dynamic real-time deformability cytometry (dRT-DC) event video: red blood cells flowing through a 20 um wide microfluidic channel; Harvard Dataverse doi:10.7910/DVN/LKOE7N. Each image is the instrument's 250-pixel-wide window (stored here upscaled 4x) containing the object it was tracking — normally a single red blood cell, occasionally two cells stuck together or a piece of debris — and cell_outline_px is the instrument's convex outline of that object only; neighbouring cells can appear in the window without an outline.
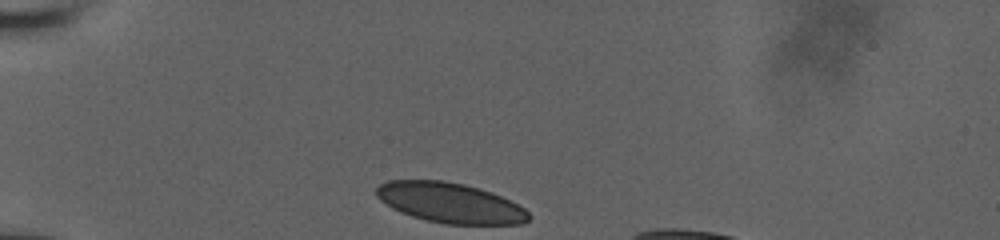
{"species": "human", "species_latin": "Homo sapiens", "temperature_condition": "room temperature", "stored_images_in_passage": 32, "camera_frame_rate_fps": 3000, "um_per_image_px": 0.085, "donor": {"sex": "male"}, "frame": {"image": 1, "passage_image": 1, "time_ms": 0.0, "image_size_px": [1000, 240], "cell_outline_px": [[532, 216], [528, 220], [520, 224], [444, 224], [412, 216], [400, 212], [392, 208], [380, 200], [376, 196], [376, 188], [380, 184], [388, 180], [444, 180], [464, 184], [492, 192], [524, 208]], "centroid_in_image_um": [38.24, 17.23], "position_along_channel_um": 46.8, "area_um2": 35.55}}
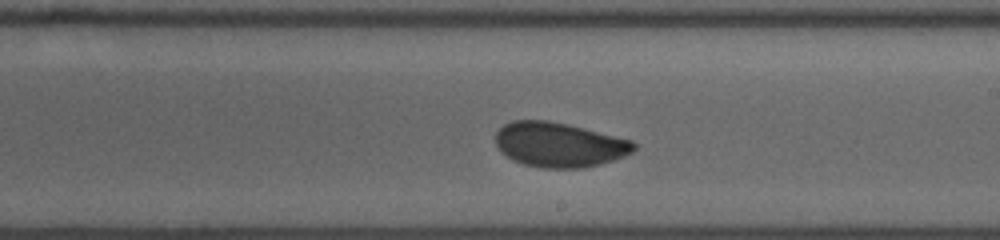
{"frame": {"image": 2, "passage_image": 19, "time_ms": 6.0, "image_size_px": [1000, 240], "cell_outline_px": [[636, 148], [632, 152], [624, 156], [600, 164], [584, 168], [540, 168], [524, 164], [512, 160], [500, 152], [496, 144], [496, 132], [504, 124], [512, 120], [548, 120], [568, 124], [632, 140], [636, 144]], "centroid_in_image_um": [47.51, 12.3], "position_along_channel_um": 241.5, "area_um2": 36.18}}
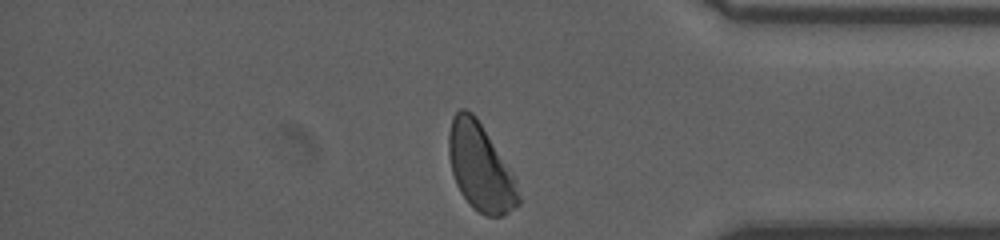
{"frame": {"image": 3, "passage_image": 32, "time_ms": 10.333, "image_size_px": [1000, 240], "cell_outline_px": [[520, 204], [504, 216], [484, 216], [460, 192], [456, 184], [452, 172], [448, 152], [448, 132], [452, 116], [460, 108], [464, 108], [472, 112], [476, 116], [512, 172], [516, 180], [520, 196]], "centroid_in_image_um": [40.83, 14.2], "position_along_channel_um": 394.4, "area_um2": 35.32}, "authors_computed_cell_mechanics": {"area_um2": 36.2984, "velocity_mm_per_s": 3.8712, "shape_relaxation_time_tau1_ms": 5.4152, "shape_relaxation_time_tau2_ms": 0.7164, "deformation_change_tau1": 0.1262, "deformation_change_tau2": 0.0462}}